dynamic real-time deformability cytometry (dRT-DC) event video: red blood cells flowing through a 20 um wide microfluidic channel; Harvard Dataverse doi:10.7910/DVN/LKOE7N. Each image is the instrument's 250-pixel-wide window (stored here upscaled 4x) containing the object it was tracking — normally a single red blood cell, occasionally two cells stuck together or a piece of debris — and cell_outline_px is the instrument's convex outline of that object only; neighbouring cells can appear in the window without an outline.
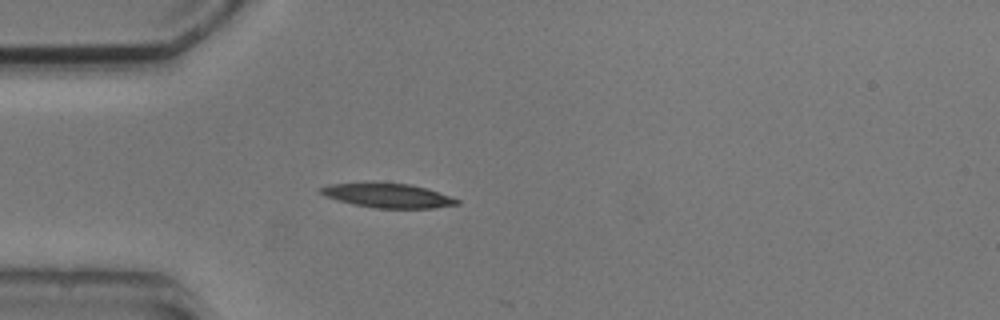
{"species": "common noctule bat (a hibernating species)", "species_latin": "Nyctalus noctula", "temperature_condition": "cold", "stored_images_in_passage": 1, "camera_frame_rate_fps": 3000, "um_per_image_px": 0.085, "animal": {"sex": "male", "body_mass_g": 20.5, "forearm_length_mm": 52.5}, "frame": {"image": 1, "passage_image": 1, "time_ms": 0.0, "image_size_px": [1000, 320], "cell_outline_px": [[460, 204], [436, 208], [376, 208], [352, 204], [324, 196], [320, 192], [320, 188], [328, 184], [364, 180], [408, 184], [428, 188], [460, 200]], "centroid_in_image_um": [32.91, 16.58], "position_along_channel_um": 52.1, "area_um2": 20.0}}